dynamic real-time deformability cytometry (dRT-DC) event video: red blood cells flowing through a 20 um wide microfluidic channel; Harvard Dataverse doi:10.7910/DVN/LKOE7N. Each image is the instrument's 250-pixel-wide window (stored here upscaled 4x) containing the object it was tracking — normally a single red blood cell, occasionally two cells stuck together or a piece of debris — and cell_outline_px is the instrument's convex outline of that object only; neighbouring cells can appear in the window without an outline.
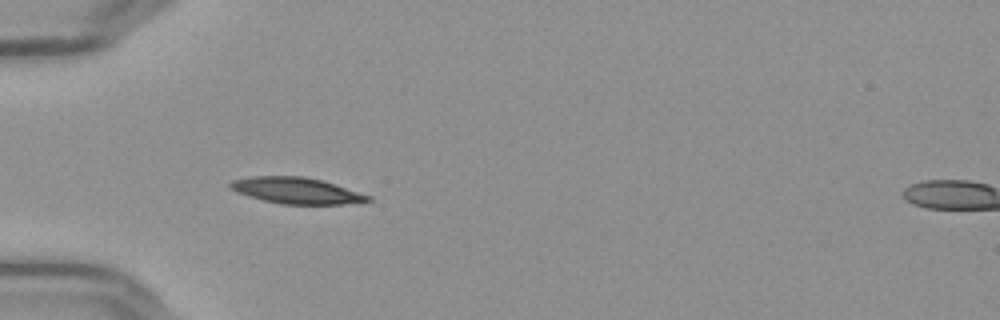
{"species": "Egyptian fruit bat (a non-hibernating species)", "species_latin": "Rousettus aegyptiacus", "temperature_condition": "cold", "stored_images_in_passage": 39, "camera_frame_rate_fps": 3000, "um_per_image_px": 0.085, "frame": {"image": 1, "passage_image": 1, "time_ms": 0.0, "image_size_px": [1000, 320], "cell_outline_px": [[372, 200], [344, 204], [280, 204], [248, 196], [228, 188], [228, 184], [232, 180], [252, 176], [304, 176], [324, 180], [372, 196]], "centroid_in_image_um": [25.2, 16.19], "position_along_channel_um": 59.8, "area_um2": 21.15}}
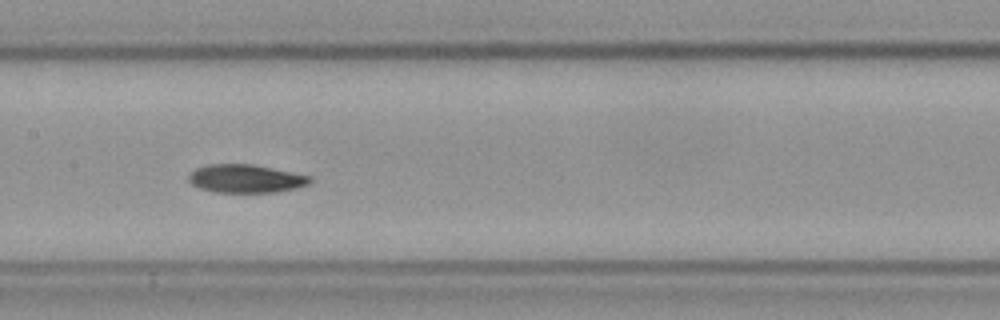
{"frame": {"image": 2, "passage_image": 12, "time_ms": 3.667, "image_size_px": [1000, 320], "cell_outline_px": [[312, 180], [308, 184], [296, 188], [276, 192], [212, 192], [200, 188], [192, 184], [188, 180], [188, 176], [196, 168], [208, 164], [252, 164], [312, 176]], "centroid_in_image_um": [20.89, 15.18], "position_along_channel_um": 186.5, "area_um2": 19.94}}
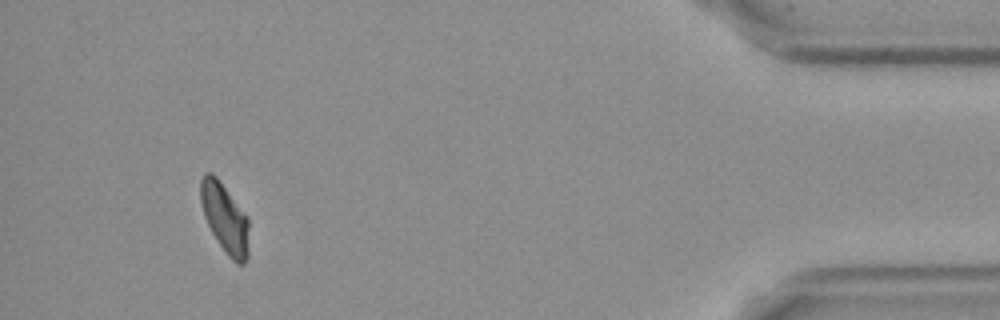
{"frame": {"image": 3, "passage_image": 36, "time_ms": 11.667, "image_size_px": [1000, 320], "cell_outline_px": [[248, 256], [244, 264], [236, 264], [228, 256], [216, 240], [204, 216], [200, 200], [200, 180], [204, 172], [212, 172], [216, 176], [248, 216]], "centroid_in_image_um": [19.11, 18.53], "position_along_channel_um": 416.1, "area_um2": 19.71}, "authors_computed_cell_mechanics": {"area_um2": 20.4612, "velocity_mm_per_s": 3.6188, "shape_relaxation_time_tau1_ms": null, "shape_relaxation_time_tau2_ms": 5.4595, "deformation_change_tau1": null, "deformation_change_tau2": 0.0936}}